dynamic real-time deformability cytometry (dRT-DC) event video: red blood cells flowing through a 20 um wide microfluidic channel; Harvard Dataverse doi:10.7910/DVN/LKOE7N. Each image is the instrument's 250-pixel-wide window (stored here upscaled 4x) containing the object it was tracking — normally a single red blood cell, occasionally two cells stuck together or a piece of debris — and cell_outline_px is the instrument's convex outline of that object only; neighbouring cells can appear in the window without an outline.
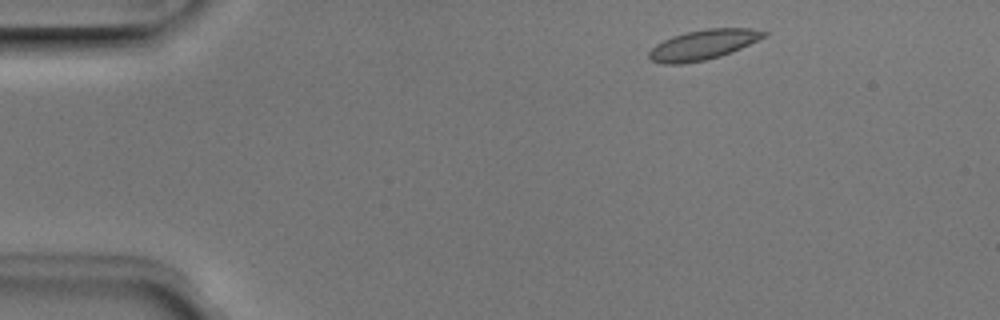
{"species": "Egyptian fruit bat (a non-hibernating species)", "species_latin": "Rousettus aegyptiacus", "temperature_condition": "room temperature", "stored_images_in_passage": 4, "camera_frame_rate_fps": 3000, "um_per_image_px": 0.085, "animal": {"sex": "male"}, "frame": {"image": 1, "passage_image": 1, "time_ms": 0.0, "image_size_px": [1000, 320], "cell_outline_px": [[768, 36], [732, 52], [720, 56], [704, 60], [680, 64], [664, 64], [652, 60], [648, 56], [648, 52], [656, 44], [672, 36], [688, 32], [708, 28], [752, 28], [768, 32]], "centroid_in_image_um": [59.8, 3.79], "position_along_channel_um": 25.2, "area_um2": 20.0}}